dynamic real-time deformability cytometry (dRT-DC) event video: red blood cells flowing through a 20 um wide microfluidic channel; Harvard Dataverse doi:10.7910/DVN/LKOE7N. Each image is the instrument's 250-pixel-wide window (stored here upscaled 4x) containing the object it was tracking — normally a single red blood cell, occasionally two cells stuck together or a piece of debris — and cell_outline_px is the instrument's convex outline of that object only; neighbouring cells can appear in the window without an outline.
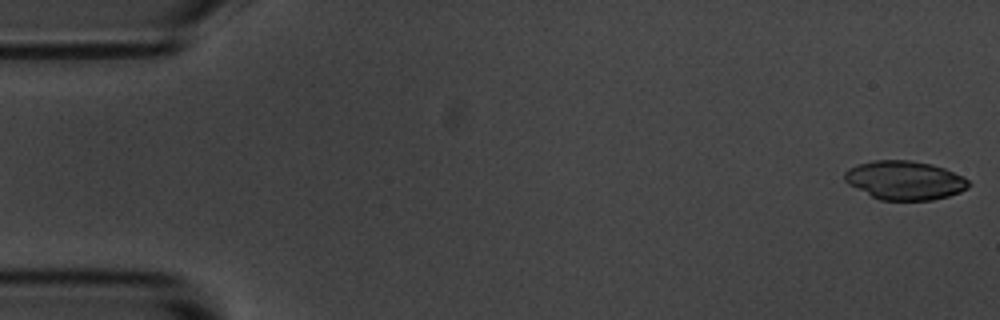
{"species": "common noctule bat (a hibernating species)", "species_latin": "Nyctalus noctula", "temperature_condition": "room temperature", "stored_images_in_passage": 54, "camera_frame_rate_fps": 3000, "um_per_image_px": 0.085, "animal": {"sex": "male", "body_mass_g": 20.1, "forearm_length_mm": 53.5}, "frame": {"image": 1, "passage_image": 1, "time_ms": 0.0, "image_size_px": [1000, 320], "cell_outline_px": [[972, 184], [968, 188], [960, 192], [948, 196], [932, 200], [880, 200], [848, 184], [844, 180], [844, 172], [848, 168], [872, 160], [912, 160], [932, 164], [944, 168], [968, 180]], "centroid_in_image_um": [76.9, 15.32], "position_along_channel_um": 8.1, "area_um2": 28.03}}